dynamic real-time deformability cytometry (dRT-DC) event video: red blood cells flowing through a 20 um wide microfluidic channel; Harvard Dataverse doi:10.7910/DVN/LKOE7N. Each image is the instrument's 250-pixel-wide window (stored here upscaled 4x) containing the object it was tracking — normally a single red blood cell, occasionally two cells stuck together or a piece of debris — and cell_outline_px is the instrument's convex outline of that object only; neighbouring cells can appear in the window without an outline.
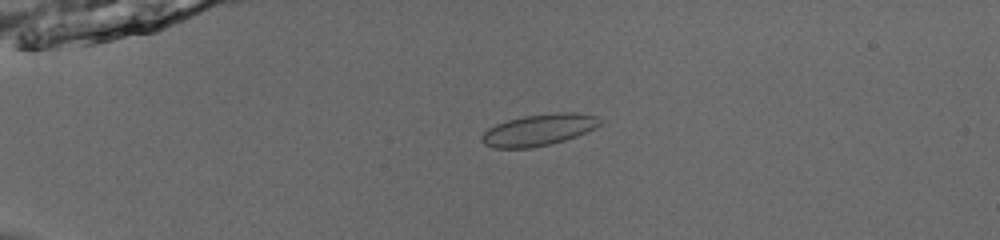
{"species": "common noctule bat (a hibernating species)", "species_latin": "Nyctalus noctula", "temperature_condition": "room temperature", "stored_images_in_passage": 55, "camera_frame_rate_fps": 3000, "um_per_image_px": 0.085, "animal": {"sex": "male", "body_mass_g": 13.0, "forearm_length_mm": 53.1}, "frame": {"image": 1, "passage_image": 15, "time_ms": 4.667, "image_size_px": [1000, 240], "cell_outline_px": [[604, 124], [576, 136], [564, 140], [532, 148], [492, 148], [484, 144], [480, 140], [480, 136], [488, 128], [496, 124], [508, 120], [524, 116], [560, 112], [576, 112], [596, 116], [604, 120]], "centroid_in_image_um": [45.81, 11.04], "position_along_channel_um": 39.2, "area_um2": 21.85}}
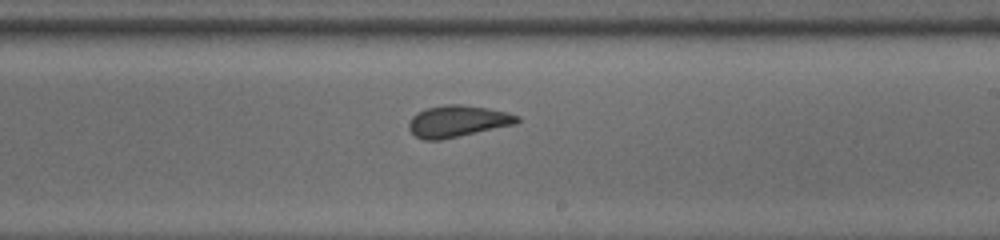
{"frame": {"image": 2, "passage_image": 35, "time_ms": 11.333, "image_size_px": [1000, 240], "cell_outline_px": [[520, 120], [516, 124], [440, 140], [424, 140], [416, 136], [408, 128], [408, 124], [412, 116], [416, 112], [424, 108], [448, 104], [460, 104], [488, 108], [508, 112], [520, 116]], "centroid_in_image_um": [38.89, 10.29], "position_along_channel_um": 250.1, "area_um2": 20.06}}
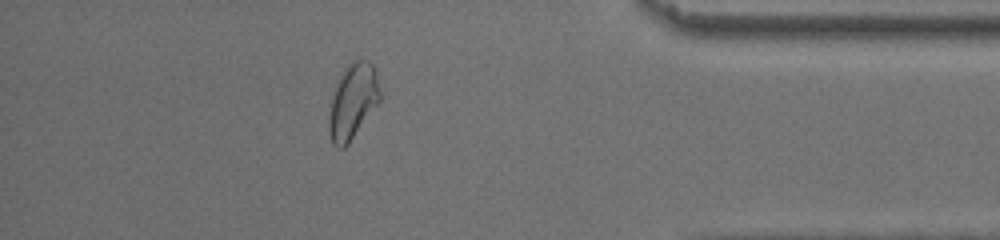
{"frame": {"image": 3, "passage_image": 49, "time_ms": 16.0, "image_size_px": [1000, 240], "cell_outline_px": [[380, 100], [348, 144], [344, 148], [336, 148], [332, 144], [328, 132], [328, 116], [332, 96], [340, 76], [344, 68], [352, 60], [368, 60], [376, 68], [380, 88]], "centroid_in_image_um": [29.98, 8.61], "position_along_channel_um": 405.2, "area_um2": 22.48}, "authors_computed_cell_mechanics": {"area_um2": 21.097, "velocity_mm_per_s": 3.8543, "shape_relaxation_time_tau1_ms": 8.7986, "shape_relaxation_time_tau2_ms": 1.2905, "deformation_change_tau1": 0.1575, "deformation_change_tau2": 0.0499}}